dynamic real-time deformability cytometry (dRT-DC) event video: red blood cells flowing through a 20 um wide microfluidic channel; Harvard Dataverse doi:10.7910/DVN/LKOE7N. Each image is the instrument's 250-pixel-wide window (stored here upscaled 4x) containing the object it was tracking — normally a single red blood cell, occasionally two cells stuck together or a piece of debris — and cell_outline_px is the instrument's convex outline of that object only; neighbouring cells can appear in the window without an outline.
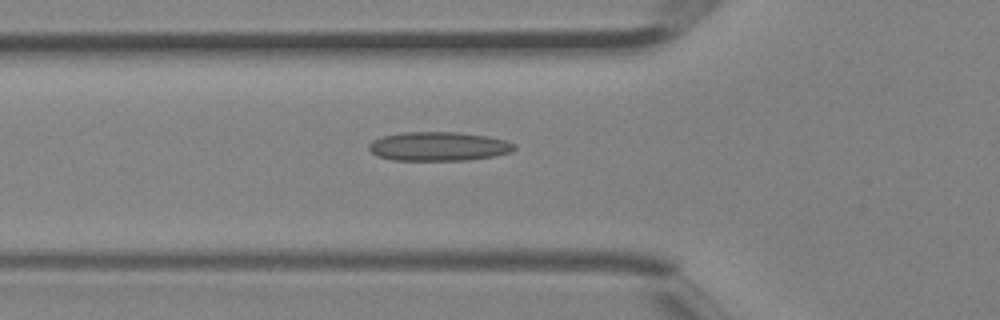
{"species": "Egyptian fruit bat (a non-hibernating species)", "species_latin": "Rousettus aegyptiacus", "temperature_condition": "room temperature", "stored_images_in_passage": 3, "camera_frame_rate_fps": 3000, "um_per_image_px": 0.085, "animal": {"sex": "female"}, "frame": {"image": 1, "passage_image": 3, "time_ms": 0.667, "image_size_px": [1000, 320], "cell_outline_px": [[516, 148], [512, 152], [492, 156], [468, 160], [392, 160], [376, 156], [368, 148], [368, 144], [372, 140], [380, 136], [404, 132], [460, 132], [488, 136], [508, 140], [516, 144]], "centroid_in_image_um": [37.28, 12.43], "position_along_channel_um": 88.5, "area_um2": 24.91}}